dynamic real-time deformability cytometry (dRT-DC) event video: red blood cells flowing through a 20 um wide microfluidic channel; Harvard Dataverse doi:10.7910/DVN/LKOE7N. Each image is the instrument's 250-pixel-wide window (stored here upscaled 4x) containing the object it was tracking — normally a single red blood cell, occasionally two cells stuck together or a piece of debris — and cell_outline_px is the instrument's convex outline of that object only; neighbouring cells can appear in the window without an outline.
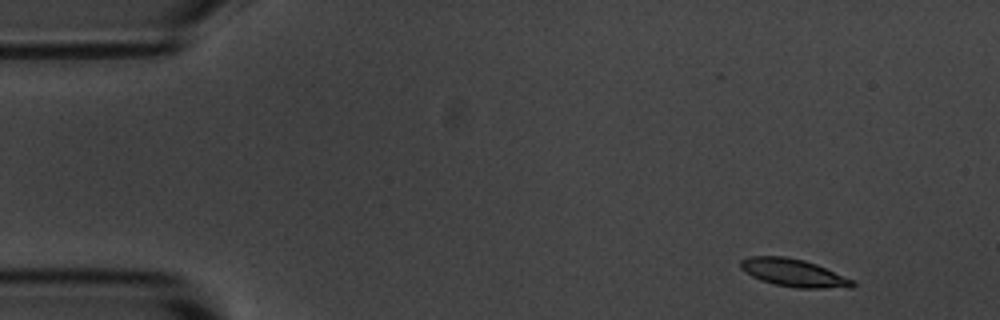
{"species": "common noctule bat (a hibernating species)", "species_latin": "Nyctalus noctula", "temperature_condition": "room temperature", "stored_images_in_passage": 4, "camera_frame_rate_fps": 3000, "um_per_image_px": 0.085, "animal": {"sex": "male", "body_mass_g": 20.1, "forearm_length_mm": 53.5}, "frame": {"image": 1, "passage_image": 1, "time_ms": 0.0, "image_size_px": [1000, 320], "cell_outline_px": [[856, 284], [852, 288], [796, 288], [776, 284], [760, 280], [744, 272], [740, 268], [740, 260], [752, 256], [784, 256], [804, 260], [816, 264], [856, 280]], "centroid_in_image_um": [67.5, 23.2], "position_along_channel_um": 17.5, "area_um2": 18.26}}
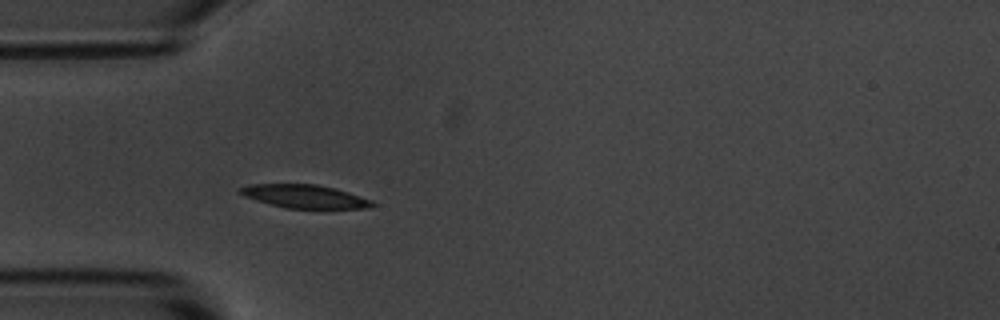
{"frame": {"image": 2, "passage_image": 4, "time_ms": 3.667, "image_size_px": [1000, 320], "cell_outline_px": [[376, 204], [368, 208], [284, 208], [268, 204], [244, 196], [236, 192], [240, 188], [248, 184], [316, 184], [348, 192], [372, 200]], "centroid_in_image_um": [25.84, 16.69], "position_along_channel_um": 59.2, "area_um2": 17.92}}